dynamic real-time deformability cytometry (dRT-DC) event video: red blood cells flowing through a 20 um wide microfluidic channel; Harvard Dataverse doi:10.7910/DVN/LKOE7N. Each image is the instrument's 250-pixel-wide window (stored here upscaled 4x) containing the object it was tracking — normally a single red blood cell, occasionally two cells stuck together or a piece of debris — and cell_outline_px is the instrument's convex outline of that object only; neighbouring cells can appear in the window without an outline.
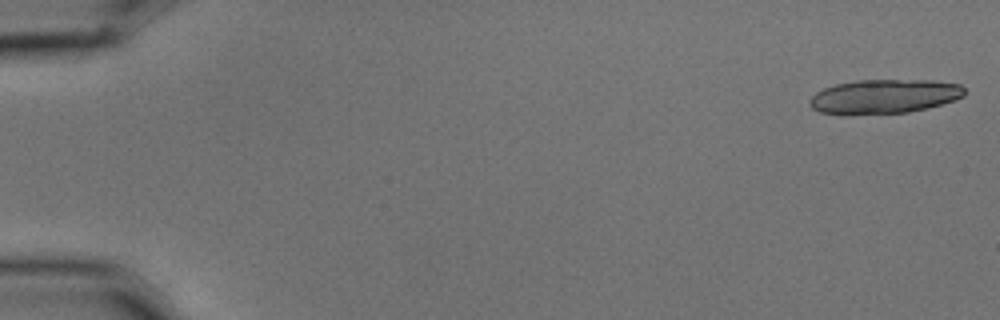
{"species": "common noctule bat (a hibernating species)", "species_latin": "Nyctalus noctula", "temperature_condition": "cold", "stored_images_in_passage": 20, "camera_frame_rate_fps": 3000, "um_per_image_px": 0.085, "animal": {"sex": "male", "body_mass_g": 15.6}, "frame": {"image": 1, "passage_image": 1, "time_ms": 0.0, "image_size_px": [1000, 320], "cell_outline_px": [[964, 96], [956, 100], [928, 108], [908, 112], [844, 116], [820, 112], [812, 108], [808, 104], [808, 100], [816, 92], [824, 88], [836, 84], [856, 80], [932, 80], [960, 84], [964, 88]], "centroid_in_image_um": [75.12, 8.22], "position_along_channel_um": 9.9, "area_um2": 31.44}}